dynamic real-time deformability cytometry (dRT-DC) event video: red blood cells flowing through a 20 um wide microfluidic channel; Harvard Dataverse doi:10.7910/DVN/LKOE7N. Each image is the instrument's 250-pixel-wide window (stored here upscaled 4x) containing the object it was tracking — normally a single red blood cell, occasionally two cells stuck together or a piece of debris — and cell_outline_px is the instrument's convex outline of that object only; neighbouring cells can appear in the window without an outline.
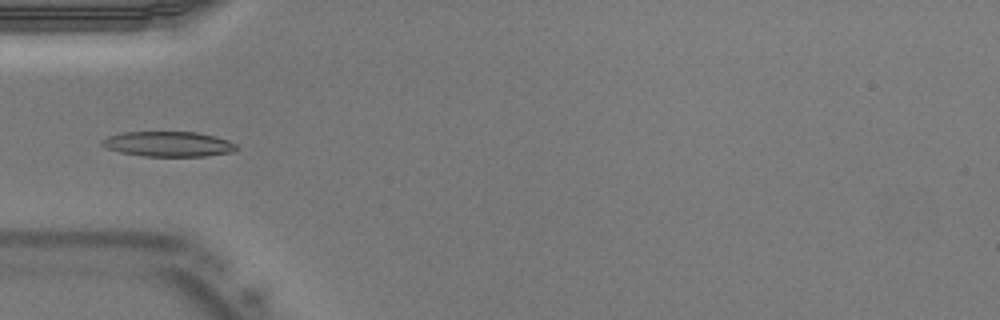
{"species": "Egyptian fruit bat (a non-hibernating species)", "species_latin": "Rousettus aegyptiacus", "temperature_condition": "warm", "stored_images_in_passage": 29, "segment_of_instrument_passage": [1, 2], "camera_frame_rate_fps": 3000, "um_per_image_px": 0.085, "animal": {"sex": "male"}, "frame": {"image": 1, "passage_image": 1, "time_ms": 0.0, "image_size_px": [1000, 320], "cell_outline_px": [[240, 148], [232, 152], [204, 156], [144, 156], [120, 152], [104, 148], [100, 144], [100, 140], [108, 136], [124, 132], [196, 132], [216, 136], [228, 140], [236, 144]], "centroid_in_image_um": [14.3, 12.24], "position_along_channel_um": 70.7, "area_um2": 19.83}}
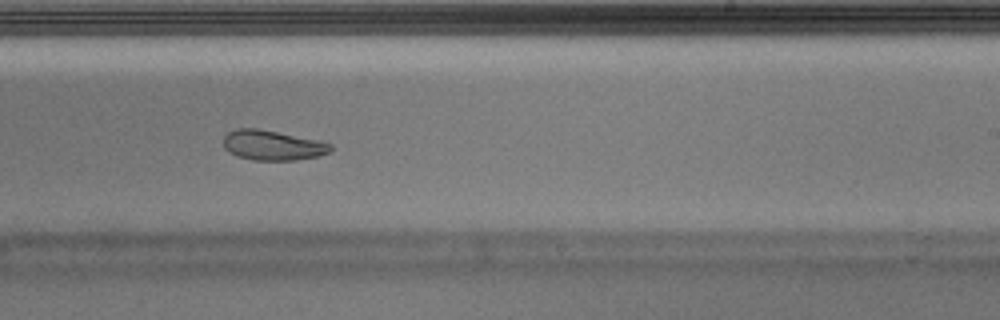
{"frame": {"image": 2, "passage_image": 13, "time_ms": 4.0, "image_size_px": [1000, 320], "cell_outline_px": [[332, 148], [328, 152], [316, 156], [292, 160], [252, 160], [236, 156], [228, 152], [224, 148], [224, 136], [228, 132], [236, 128], [256, 128], [320, 140], [332, 144]], "centroid_in_image_um": [23.13, 12.34], "position_along_channel_um": 265.9, "area_um2": 18.67}}